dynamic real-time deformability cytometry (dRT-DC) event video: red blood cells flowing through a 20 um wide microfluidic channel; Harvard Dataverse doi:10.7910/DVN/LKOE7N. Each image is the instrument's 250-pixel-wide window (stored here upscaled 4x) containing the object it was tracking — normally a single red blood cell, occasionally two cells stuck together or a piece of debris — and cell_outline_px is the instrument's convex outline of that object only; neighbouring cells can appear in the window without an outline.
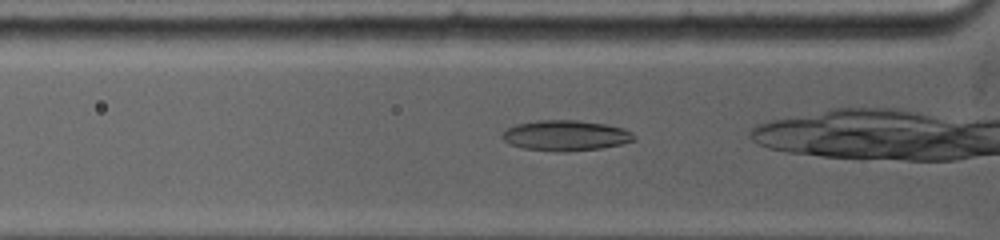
{"species": "common noctule bat (a hibernating species)", "species_latin": "Nyctalus noctula", "temperature_condition": "warm", "stored_images_in_passage": 34, "camera_frame_rate_fps": 5000, "um_per_image_px": 0.085, "animal": {"sex": "female", "body_mass_g": 19.0, "forearm_length_mm": 53.3}, "frame": {"image": 1, "passage_image": 3, "time_ms": 0.6, "image_size_px": [1000, 240], "cell_outline_px": [[636, 140], [620, 144], [600, 148], [568, 152], [556, 152], [524, 148], [508, 144], [500, 136], [508, 128], [516, 124], [536, 120], [576, 120], [604, 124], [620, 128], [632, 132], [636, 136]], "centroid_in_image_um": [48.05, 11.53], "position_along_channel_um": 77.7, "area_um2": 23.41}}
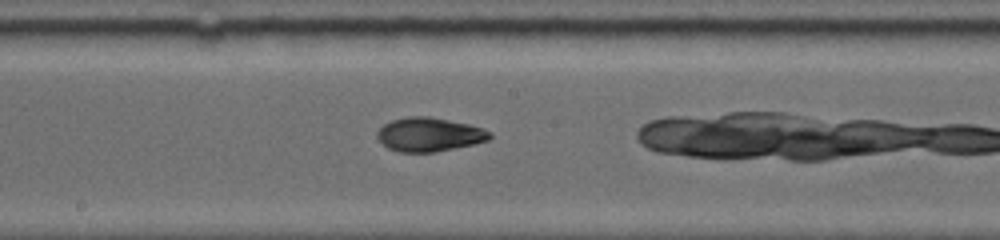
{"frame": {"image": 2, "passage_image": 13, "time_ms": 4.0, "image_size_px": [1000, 240], "cell_outline_px": [[492, 136], [488, 140], [472, 144], [436, 152], [400, 152], [388, 148], [376, 136], [380, 128], [384, 124], [392, 120], [412, 116], [428, 116], [468, 124], [492, 132]], "centroid_in_image_um": [36.48, 11.43], "position_along_channel_um": 211.7, "area_um2": 21.91}}
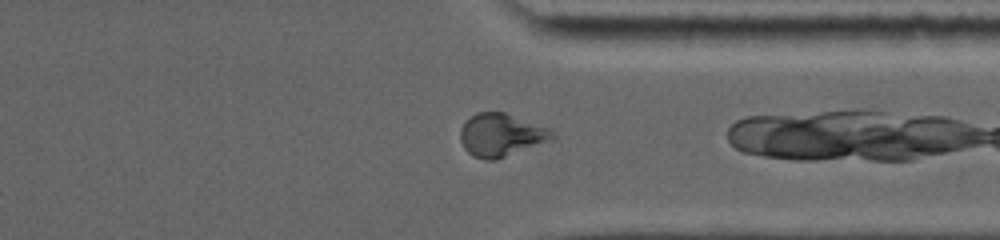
{"frame": {"image": 3, "passage_image": 25, "time_ms": 8.0, "image_size_px": [1000, 240], "cell_outline_px": [[556, 136], [552, 140], [496, 160], [484, 160], [472, 156], [464, 148], [460, 140], [460, 128], [464, 120], [476, 112], [504, 112], [548, 128]], "centroid_in_image_um": [42.55, 11.48], "position_along_channel_um": 368.9, "area_um2": 23.12}}